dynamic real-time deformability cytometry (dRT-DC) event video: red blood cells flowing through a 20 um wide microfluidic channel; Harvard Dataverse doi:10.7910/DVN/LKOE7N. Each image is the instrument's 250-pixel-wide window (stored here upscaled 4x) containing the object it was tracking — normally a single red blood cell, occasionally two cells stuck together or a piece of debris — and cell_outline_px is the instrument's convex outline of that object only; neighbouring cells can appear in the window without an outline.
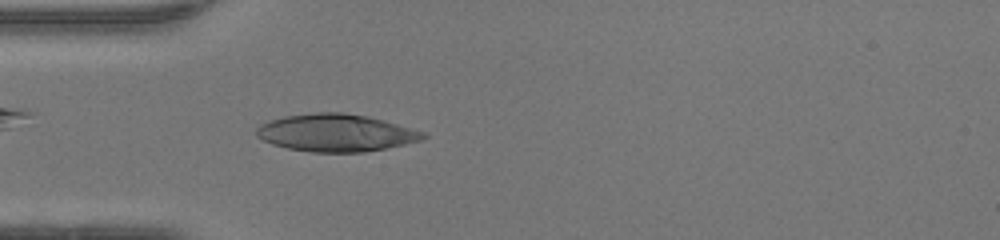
{"species": "human", "species_latin": "Homo sapiens", "temperature_condition": "warm", "stored_images_in_passage": 48, "camera_frame_rate_fps": 3000, "um_per_image_px": 0.085, "donor": {"sex": "female"}, "frame": {"image": 1, "passage_image": 14, "time_ms": 4.333, "image_size_px": [1000, 240], "cell_outline_px": [[428, 136], [420, 140], [404, 144], [364, 152], [312, 152], [288, 148], [272, 144], [256, 136], [256, 128], [260, 124], [268, 120], [284, 116], [316, 112], [344, 112], [368, 116], [428, 132]], "centroid_in_image_um": [28.56, 11.28], "position_along_channel_um": 56.4, "area_um2": 36.47}}
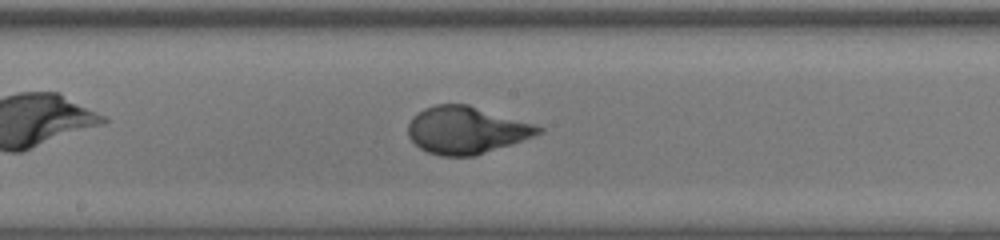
{"frame": {"image": 2, "passage_image": 25, "time_ms": 8.0, "image_size_px": [1000, 240], "cell_outline_px": [[544, 132], [476, 156], [440, 156], [428, 152], [420, 148], [408, 136], [408, 124], [412, 116], [424, 108], [436, 104], [468, 104], [536, 124], [544, 128]], "centroid_in_image_um": [39.63, 11.05], "position_along_channel_um": 208.6, "area_um2": 35.95}}
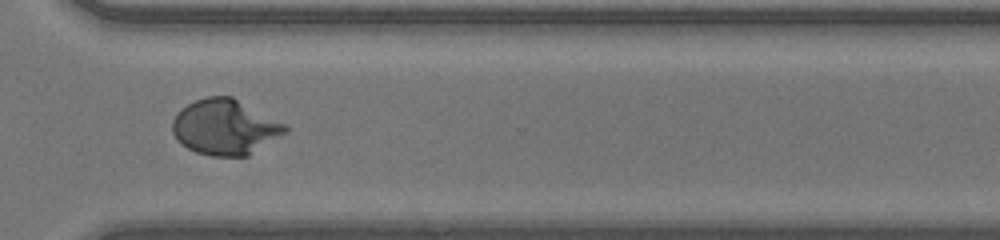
{"frame": {"image": 3, "passage_image": 35, "time_ms": 11.333, "image_size_px": [1000, 240], "cell_outline_px": [[288, 132], [248, 156], [212, 156], [196, 152], [188, 148], [176, 140], [172, 132], [172, 120], [176, 112], [188, 104], [196, 100], [208, 96], [232, 96], [288, 124]], "centroid_in_image_um": [19.15, 10.8], "position_along_channel_um": 351.4, "area_um2": 36.82}, "authors_computed_cell_mechanics": {"area_um2": 36.2406, "velocity_mm_per_s": 4.2703, "shape_relaxation_time_tau1_ms": 3.6449, "shape_relaxation_time_tau2_ms": null, "deformation_change_tau1": 0.2638, "deformation_change_tau2": null}}